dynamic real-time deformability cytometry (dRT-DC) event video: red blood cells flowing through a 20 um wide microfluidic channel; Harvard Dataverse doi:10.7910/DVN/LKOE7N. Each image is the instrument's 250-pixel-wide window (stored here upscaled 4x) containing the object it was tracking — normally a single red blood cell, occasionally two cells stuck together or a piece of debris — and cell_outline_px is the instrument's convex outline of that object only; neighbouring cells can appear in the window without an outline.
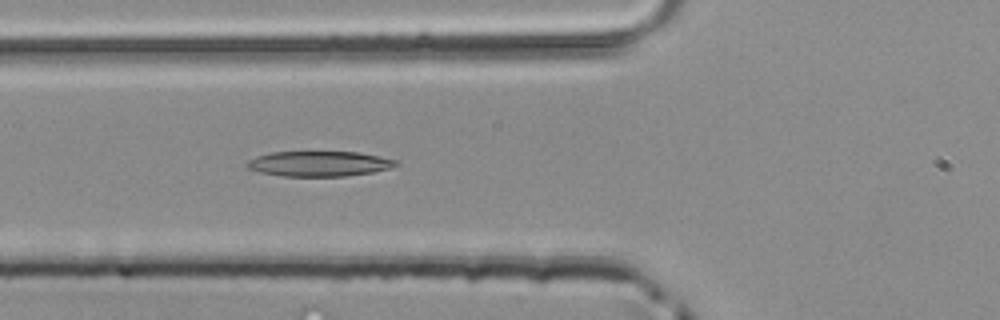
{"species": "common noctule bat (a hibernating species)", "species_latin": "Nyctalus noctula", "temperature_condition": "room temperature", "stored_images_in_passage": 45, "camera_frame_rate_fps": 3000, "um_per_image_px": 0.085, "animal": {"sex": "male", "body_mass_g": 20.4}, "frame": {"image": 1, "passage_image": 14, "time_ms": 4.333, "image_size_px": [1000, 320], "cell_outline_px": [[400, 164], [392, 168], [372, 172], [344, 176], [284, 176], [260, 172], [248, 168], [244, 164], [248, 160], [256, 156], [272, 152], [360, 152], [400, 160]], "centroid_in_image_um": [27.18, 13.91], "position_along_channel_um": 98.6, "area_um2": 22.02}}
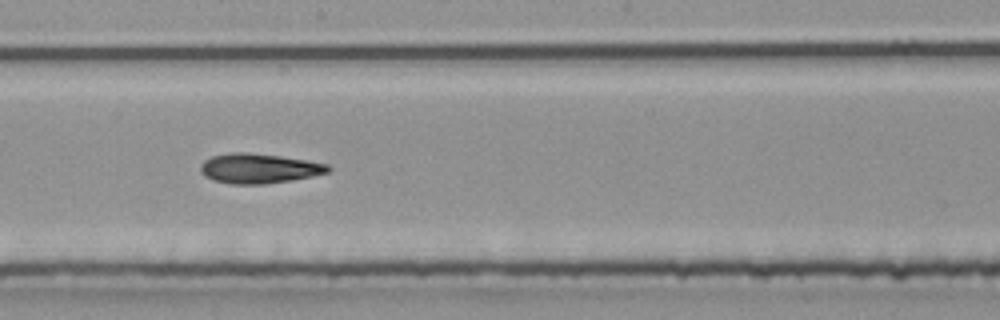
{"frame": {"image": 2, "passage_image": 23, "time_ms": 7.333, "image_size_px": [1000, 320], "cell_outline_px": [[332, 168], [328, 172], [312, 176], [264, 184], [232, 184], [216, 180], [204, 176], [200, 172], [200, 164], [204, 160], [212, 156], [232, 152], [248, 152], [280, 156], [328, 164]], "centroid_in_image_um": [21.98, 14.31], "position_along_channel_um": 226.2, "area_um2": 21.96}}
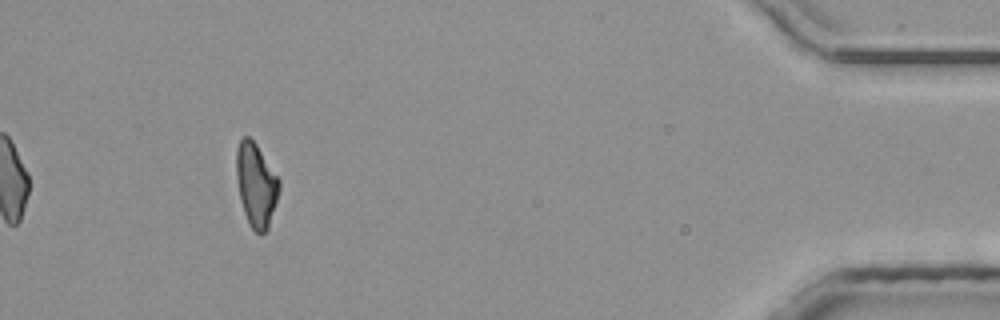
{"frame": {"image": 3, "passage_image": 41, "time_ms": 13.333, "image_size_px": [1000, 320], "cell_outline_px": [[280, 188], [276, 204], [268, 228], [260, 236], [248, 224], [240, 200], [236, 180], [236, 148], [240, 140], [244, 136], [248, 136], [256, 144], [280, 180]], "centroid_in_image_um": [21.76, 15.73], "position_along_channel_um": 413.4, "area_um2": 20.98}}